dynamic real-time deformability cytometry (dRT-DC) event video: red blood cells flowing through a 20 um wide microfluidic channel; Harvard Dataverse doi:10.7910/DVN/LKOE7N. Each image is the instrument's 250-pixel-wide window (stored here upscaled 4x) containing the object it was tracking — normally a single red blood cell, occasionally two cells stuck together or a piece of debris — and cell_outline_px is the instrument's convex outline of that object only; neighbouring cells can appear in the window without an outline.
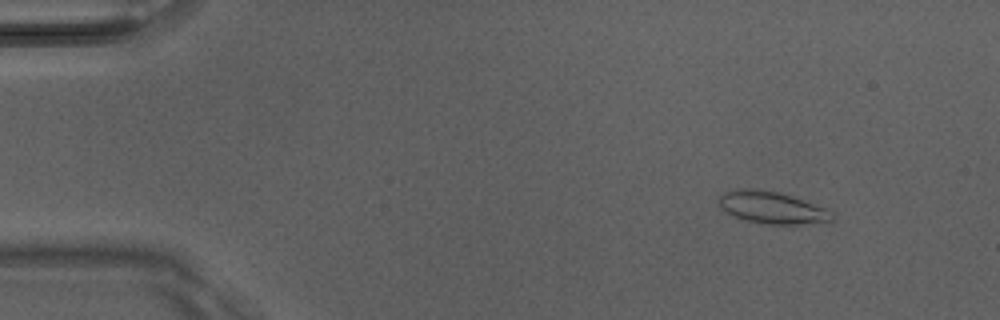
{"species": "Egyptian fruit bat (a non-hibernating species)", "species_latin": "Rousettus aegyptiacus", "temperature_condition": "room temperature", "stored_images_in_passage": 6, "camera_frame_rate_fps": 3000, "um_per_image_px": 0.085, "animal": {"sex": "male"}, "frame": {"image": 1, "passage_image": 2, "time_ms": 0.333, "image_size_px": [1000, 320], "cell_outline_px": [[836, 216], [832, 220], [800, 224], [764, 224], [748, 220], [736, 216], [720, 208], [716, 200], [724, 192], [740, 188], [756, 188], [776, 192], [836, 212]], "centroid_in_image_um": [65.58, 17.64], "position_along_channel_um": 19.4, "area_um2": 20.81}}